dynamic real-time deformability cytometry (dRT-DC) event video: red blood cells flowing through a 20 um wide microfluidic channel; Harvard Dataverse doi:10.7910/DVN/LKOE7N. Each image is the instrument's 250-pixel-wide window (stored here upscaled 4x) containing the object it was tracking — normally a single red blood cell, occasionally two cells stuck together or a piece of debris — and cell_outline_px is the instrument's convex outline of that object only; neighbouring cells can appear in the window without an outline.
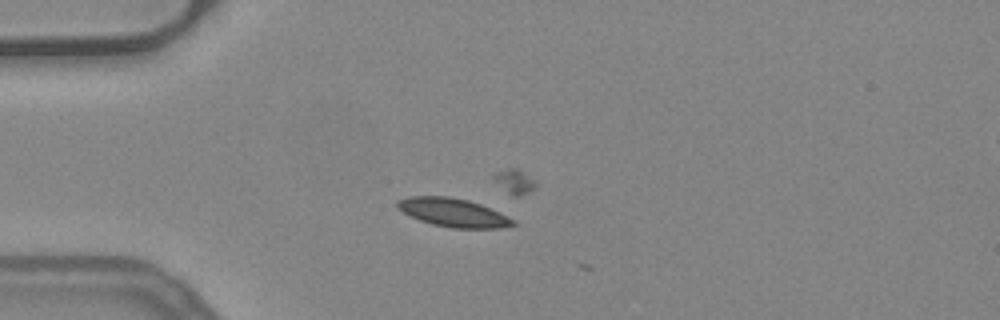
{"species": "common noctule bat (a hibernating species)", "species_latin": "Nyctalus noctula", "temperature_condition": "warm", "stored_images_in_passage": 5, "camera_frame_rate_fps": 3000, "um_per_image_px": 0.085, "animal": {"sex": "female", "body_mass_g": 24.6, "forearm_length_mm": 56.2}, "frame": {"image": 1, "passage_image": 4, "time_ms": 1.0, "image_size_px": [1000, 320], "cell_outline_px": [[516, 224], [500, 228], [452, 228], [432, 224], [420, 220], [396, 208], [396, 200], [408, 196], [448, 196], [468, 200], [480, 204], [516, 220]], "centroid_in_image_um": [38.49, 18.06], "position_along_channel_um": 46.5, "area_um2": 19.13}}